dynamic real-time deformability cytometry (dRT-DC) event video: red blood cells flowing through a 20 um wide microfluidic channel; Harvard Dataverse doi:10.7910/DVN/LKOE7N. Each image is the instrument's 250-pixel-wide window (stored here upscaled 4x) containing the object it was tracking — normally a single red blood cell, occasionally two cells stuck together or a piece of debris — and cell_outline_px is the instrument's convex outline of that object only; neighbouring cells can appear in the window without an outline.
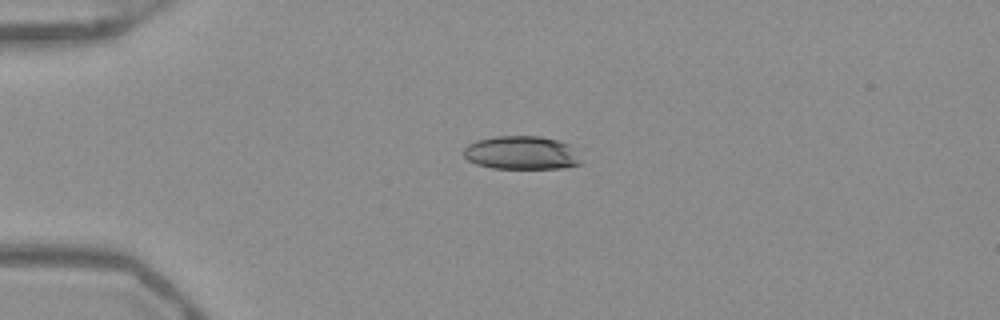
{"species": "Egyptian fruit bat (a non-hibernating species)", "species_latin": "Rousettus aegyptiacus", "temperature_condition": "warm", "stored_images_in_passage": 40, "camera_frame_rate_fps": 3000, "um_per_image_px": 0.085, "frame": {"image": 1, "passage_image": 1, "time_ms": 0.0, "image_size_px": [1000, 320], "cell_outline_px": [[580, 164], [564, 168], [492, 168], [476, 164], [468, 160], [464, 156], [464, 148], [468, 144], [476, 140], [496, 136], [540, 136], [560, 140], [572, 144], [580, 160]], "centroid_in_image_um": [44.34, 12.98], "position_along_channel_um": 40.7, "area_um2": 23.06}}
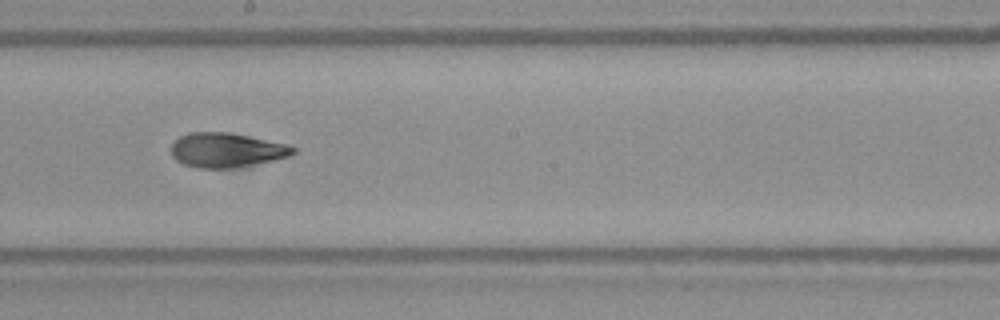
{"frame": {"image": 2, "passage_image": 18, "time_ms": 5.667, "image_size_px": [1000, 320], "cell_outline_px": [[296, 152], [288, 156], [272, 160], [232, 168], [196, 168], [184, 164], [176, 160], [172, 156], [172, 144], [180, 136], [188, 132], [228, 132], [288, 144], [296, 148]], "centroid_in_image_um": [19.23, 12.75], "position_along_channel_um": 229.0, "area_um2": 24.33}}
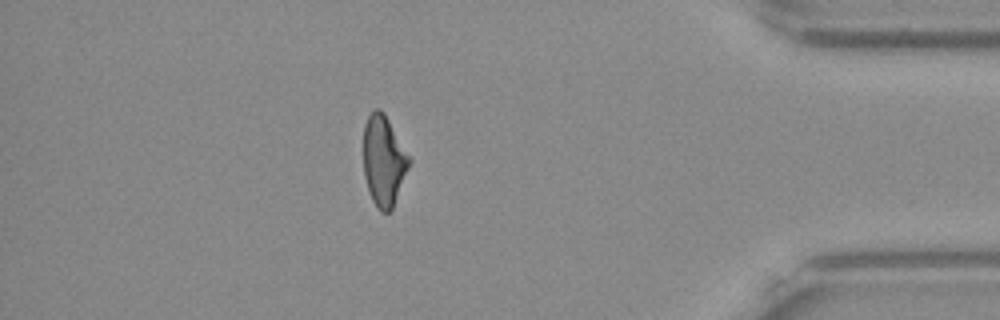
{"frame": {"image": 3, "passage_image": 34, "time_ms": 11.0, "image_size_px": [1000, 320], "cell_outline_px": [[412, 160], [392, 208], [388, 212], [380, 212], [372, 200], [364, 176], [364, 124], [368, 116], [376, 108], [380, 108], [384, 112]], "centroid_in_image_um": [32.62, 13.64], "position_along_channel_um": 402.6, "area_um2": 23.93}, "authors_computed_cell_mechanics": {"area_um2": 24.4494, "velocity_mm_per_s": 3.9464, "shape_relaxation_time_tau1_ms": 9.4338, "shape_relaxation_time_tau2_ms": 1.8736, "deformation_change_tau1": 0.2033, "deformation_change_tau2": 0.0953}}